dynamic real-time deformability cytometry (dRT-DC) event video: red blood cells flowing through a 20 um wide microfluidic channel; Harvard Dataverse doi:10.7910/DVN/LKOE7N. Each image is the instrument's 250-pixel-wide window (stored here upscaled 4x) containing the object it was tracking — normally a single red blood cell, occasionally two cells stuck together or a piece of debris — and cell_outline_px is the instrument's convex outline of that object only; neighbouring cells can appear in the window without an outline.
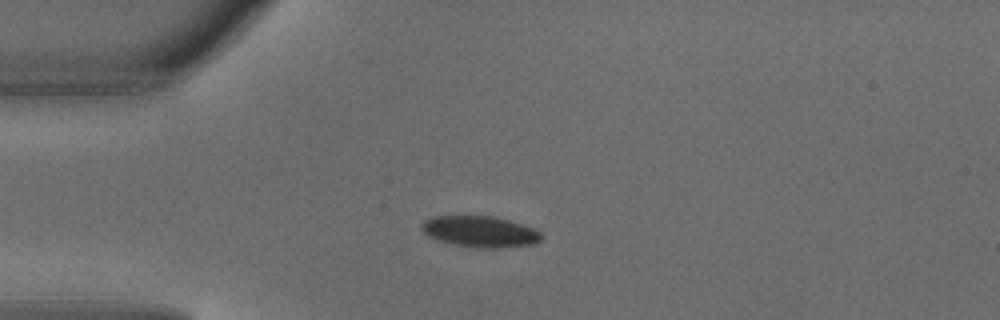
{"species": "common noctule bat (a hibernating species)", "species_latin": "Nyctalus noctula", "temperature_condition": "warm", "stored_images_in_passage": 3, "camera_frame_rate_fps": 3000, "um_per_image_px": 0.085, "animal": {"sex": "male", "body_mass_g": 18.8}, "frame": {"image": 1, "passage_image": 1, "time_ms": 0.0, "image_size_px": [1000, 320], "cell_outline_px": [[540, 240], [532, 244], [500, 248], [476, 248], [452, 244], [436, 240], [428, 236], [420, 228], [420, 224], [424, 220], [432, 216], [492, 216], [508, 220], [532, 228], [540, 232]], "centroid_in_image_um": [40.73, 19.69], "position_along_channel_um": 44.3, "area_um2": 21.68}}